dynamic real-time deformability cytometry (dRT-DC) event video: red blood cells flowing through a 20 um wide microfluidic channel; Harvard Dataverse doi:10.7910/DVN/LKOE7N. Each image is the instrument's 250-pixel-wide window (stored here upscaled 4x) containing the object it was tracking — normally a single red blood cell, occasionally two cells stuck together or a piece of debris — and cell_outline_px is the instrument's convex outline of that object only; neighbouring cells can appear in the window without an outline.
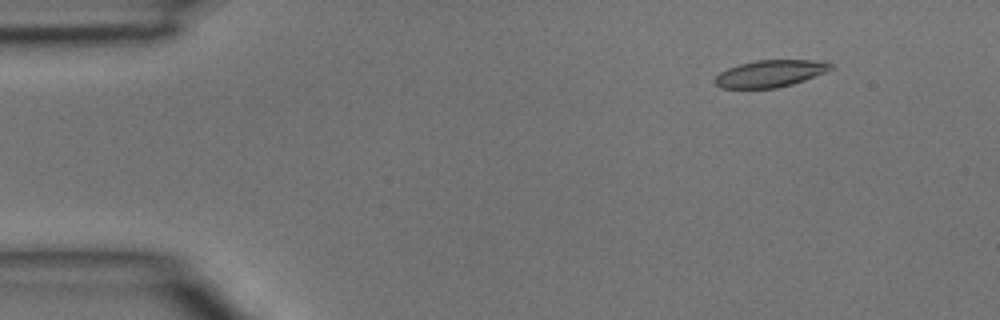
{"species": "common noctule bat (a hibernating species)", "species_latin": "Nyctalus noctula", "temperature_condition": "room temperature", "stored_images_in_passage": 4, "camera_frame_rate_fps": 3000, "um_per_image_px": 0.085, "animal": {"sex": "male", "body_mass_g": 15.6}, "frame": {"image": 1, "passage_image": 2, "time_ms": 0.333, "image_size_px": [1000, 320], "cell_outline_px": [[836, 68], [804, 80], [792, 84], [776, 88], [720, 88], [716, 84], [716, 76], [720, 72], [728, 68], [740, 64], [756, 60], [828, 60], [836, 64]], "centroid_in_image_um": [65.57, 6.23], "position_along_channel_um": 19.4, "area_um2": 18.38}}